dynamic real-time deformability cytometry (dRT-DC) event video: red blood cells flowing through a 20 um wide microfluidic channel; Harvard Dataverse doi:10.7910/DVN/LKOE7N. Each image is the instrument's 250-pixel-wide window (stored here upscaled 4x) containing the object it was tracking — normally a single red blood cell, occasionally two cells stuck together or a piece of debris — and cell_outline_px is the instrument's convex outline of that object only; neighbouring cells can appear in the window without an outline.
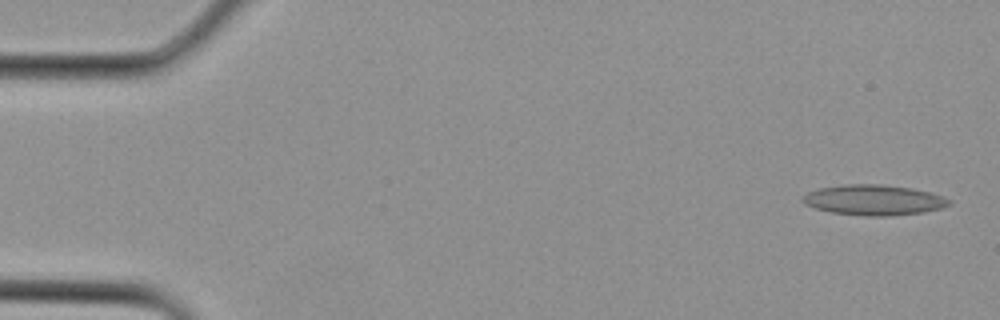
{"species": "Egyptian fruit bat (a non-hibernating species)", "species_latin": "Rousettus aegyptiacus", "temperature_condition": "cold", "stored_images_in_passage": 2, "camera_frame_rate_fps": 3000, "um_per_image_px": 0.085, "animal": {"sex": "female"}, "frame": {"image": 1, "passage_image": 2, "time_ms": 0.333, "image_size_px": [1000, 320], "cell_outline_px": [[952, 204], [940, 208], [924, 212], [888, 216], [864, 216], [832, 212], [816, 208], [804, 204], [800, 200], [800, 196], [808, 192], [820, 188], [844, 184], [880, 184], [912, 188], [944, 196], [952, 200]], "centroid_in_image_um": [74.26, 17.0], "position_along_channel_um": 10.7, "area_um2": 26.07}}